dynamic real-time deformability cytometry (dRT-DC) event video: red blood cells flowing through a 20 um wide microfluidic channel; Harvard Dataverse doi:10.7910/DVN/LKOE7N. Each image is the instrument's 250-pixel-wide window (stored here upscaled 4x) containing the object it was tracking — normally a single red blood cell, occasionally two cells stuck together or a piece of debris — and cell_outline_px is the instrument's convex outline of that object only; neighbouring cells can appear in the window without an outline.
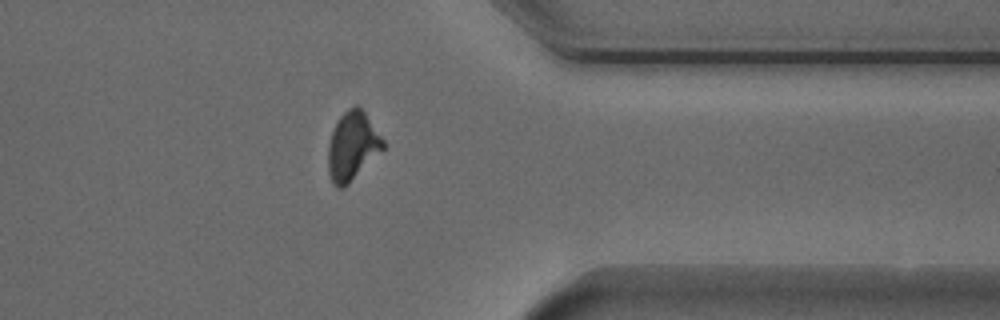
{"species": "Egyptian fruit bat (a non-hibernating species)", "species_latin": "Rousettus aegyptiacus", "temperature_condition": "cold", "stored_images_in_passage": 27, "segment_of_instrument_passage": [2, 2], "camera_frame_rate_fps": 3000, "um_per_image_px": 0.085, "animal": {"sex": "male"}, "frame": {"image": 1, "passage_image": 27, "time_ms": 8.667, "image_size_px": [1000, 320], "cell_outline_px": [[836, 112], [832, 116], [824, 120], [768, 124], [704, 124], [676, 120], [676, 116], [688, 112], [704, 108], [804, 108]], "centroid_in_image_um": [64.05, 9.84], "position_along_channel_um": 347.3, "area_um2": 15.43}}